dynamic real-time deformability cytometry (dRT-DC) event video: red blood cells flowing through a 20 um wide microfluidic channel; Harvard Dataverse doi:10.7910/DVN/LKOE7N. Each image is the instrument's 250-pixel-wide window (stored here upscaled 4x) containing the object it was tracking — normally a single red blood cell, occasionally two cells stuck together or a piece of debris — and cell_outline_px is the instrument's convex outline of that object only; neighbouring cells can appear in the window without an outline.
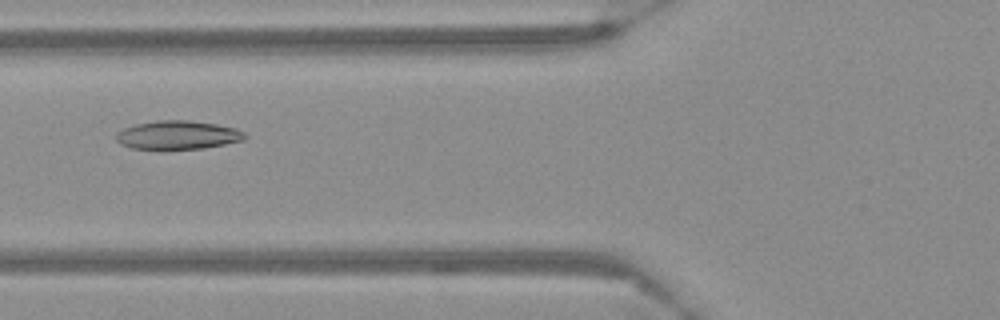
{"species": "Egyptian fruit bat (a non-hibernating species)", "species_latin": "Rousettus aegyptiacus", "temperature_condition": "warm", "stored_images_in_passage": 38, "camera_frame_rate_fps": 3000, "um_per_image_px": 0.085, "frame": {"image": 1, "passage_image": 8, "time_ms": 2.333, "image_size_px": [1000, 320], "cell_outline_px": [[248, 136], [244, 140], [204, 148], [164, 152], [132, 148], [120, 144], [116, 140], [116, 132], [124, 128], [136, 124], [156, 120], [188, 120], [216, 124], [236, 128], [244, 132]], "centroid_in_image_um": [15.08, 11.52], "position_along_channel_um": 110.7, "area_um2": 22.31}}
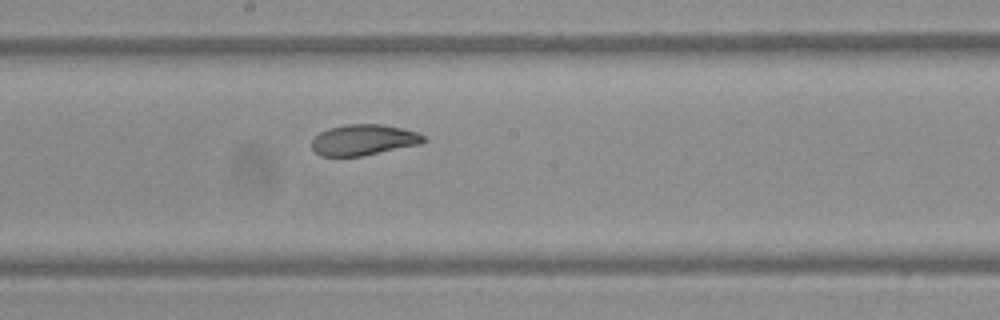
{"frame": {"image": 2, "passage_image": 17, "time_ms": 5.333, "image_size_px": [1000, 320], "cell_outline_px": [[428, 140], [420, 144], [360, 156], [320, 156], [312, 148], [312, 140], [320, 132], [328, 128], [344, 124], [384, 124], [416, 132], [424, 136]], "centroid_in_image_um": [30.89, 11.88], "position_along_channel_um": 217.3, "area_um2": 20.0}}
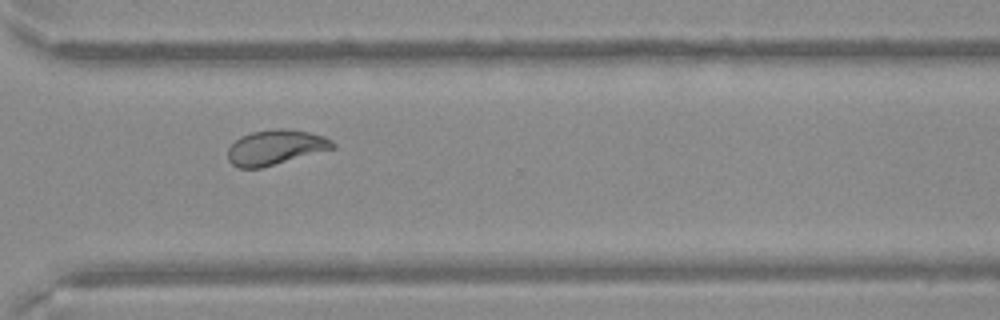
{"frame": {"image": 3, "passage_image": 28, "time_ms": 9.0, "image_size_px": [1000, 320], "cell_outline_px": [[336, 148], [260, 168], [240, 168], [232, 164], [228, 160], [228, 148], [236, 140], [252, 132], [276, 128], [288, 128], [308, 132], [324, 136], [332, 140], [336, 144]], "centroid_in_image_um": [23.45, 12.52], "position_along_channel_um": 347.1, "area_um2": 21.27}}